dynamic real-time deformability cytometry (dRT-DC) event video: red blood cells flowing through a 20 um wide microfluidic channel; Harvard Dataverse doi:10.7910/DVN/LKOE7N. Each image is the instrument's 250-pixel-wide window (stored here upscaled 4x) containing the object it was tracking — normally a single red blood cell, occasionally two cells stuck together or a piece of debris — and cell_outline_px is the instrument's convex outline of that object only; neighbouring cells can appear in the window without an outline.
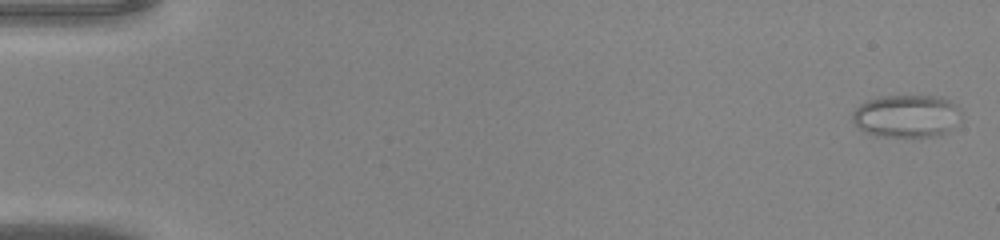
{"species": "common noctule bat (a hibernating species)", "species_latin": "Nyctalus noctula", "temperature_condition": "warm", "stored_images_in_passage": 47, "camera_frame_rate_fps": 3000, "um_per_image_px": 0.085, "animal": {"sex": "male", "body_mass_g": 20.0, "forearm_length_mm": 53.3}, "frame": {"image": 1, "passage_image": 1, "time_ms": 0.0, "image_size_px": [1000, 240], "cell_outline_px": [[960, 116], [952, 128], [940, 136], [876, 136], [864, 132], [856, 128], [852, 120], [852, 112], [860, 104], [868, 100], [880, 96], [944, 96], [956, 104], [960, 108]], "centroid_in_image_um": [77.04, 9.86], "position_along_channel_um": 8.0, "area_um2": 27.34}}
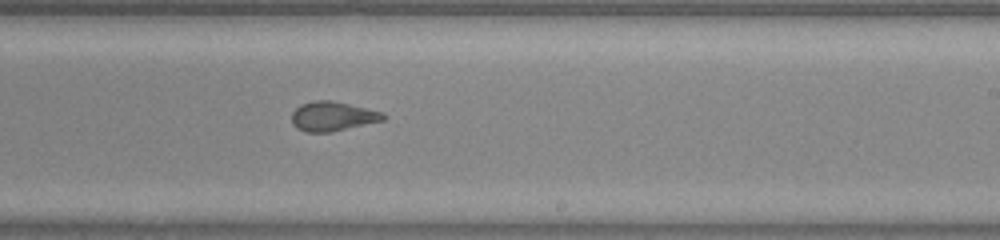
{"frame": {"image": 2, "passage_image": 29, "time_ms": 9.333, "image_size_px": [1000, 240], "cell_outline_px": [[384, 120], [332, 132], [304, 132], [296, 128], [292, 124], [292, 112], [300, 104], [312, 100], [332, 100], [384, 112]], "centroid_in_image_um": [28.24, 9.88], "position_along_channel_um": 260.8, "area_um2": 15.84}}
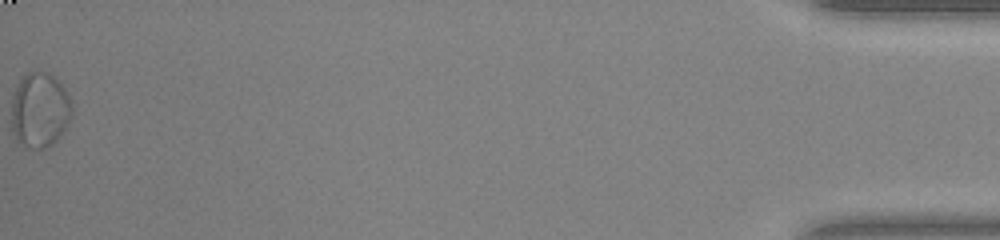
{"frame": {"image": 3, "passage_image": 47, "time_ms": 15.333, "image_size_px": [1000, 240], "cell_outline_px": [[72, 116], [60, 136], [52, 144], [44, 148], [32, 148], [16, 140], [12, 132], [12, 96], [20, 76], [28, 72], [48, 72], [64, 88], [72, 100]], "centroid_in_image_um": [3.38, 9.34], "position_along_channel_um": 431.8, "area_um2": 26.53}}